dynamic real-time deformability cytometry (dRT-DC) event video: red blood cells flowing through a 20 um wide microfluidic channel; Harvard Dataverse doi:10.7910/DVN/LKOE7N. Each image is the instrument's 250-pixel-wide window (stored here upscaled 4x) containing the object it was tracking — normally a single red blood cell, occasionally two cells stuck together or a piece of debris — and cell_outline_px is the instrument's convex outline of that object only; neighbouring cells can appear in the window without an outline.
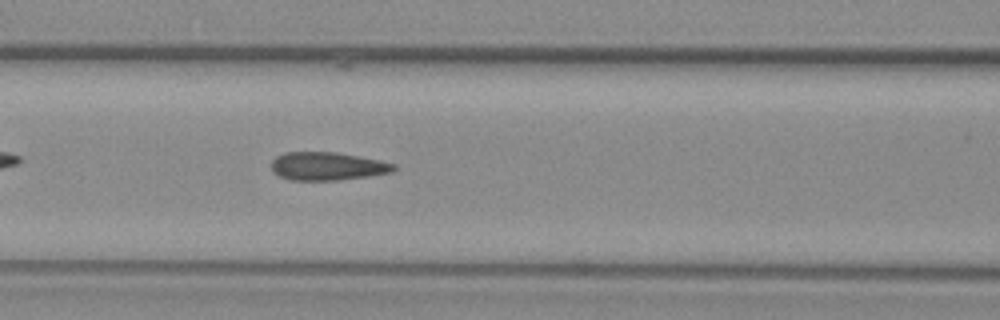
{"species": "common noctule bat (a hibernating species)", "species_latin": "Nyctalus noctula", "temperature_condition": "warm", "stored_images_in_passage": 32, "camera_frame_rate_fps": 3000, "um_per_image_px": 0.085, "animal": {"sex": "female", "body_mass_g": 29.2, "forearm_length_mm": 56.3}, "frame": {"image": 1, "passage_image": 6, "time_ms": 1.667, "image_size_px": [1000, 320], "cell_outline_px": [[396, 168], [392, 172], [368, 176], [336, 180], [288, 180], [272, 172], [272, 160], [276, 156], [284, 152], [336, 152], [380, 160], [396, 164]], "centroid_in_image_um": [27.81, 14.12], "position_along_channel_um": 138.8, "area_um2": 20.11}}
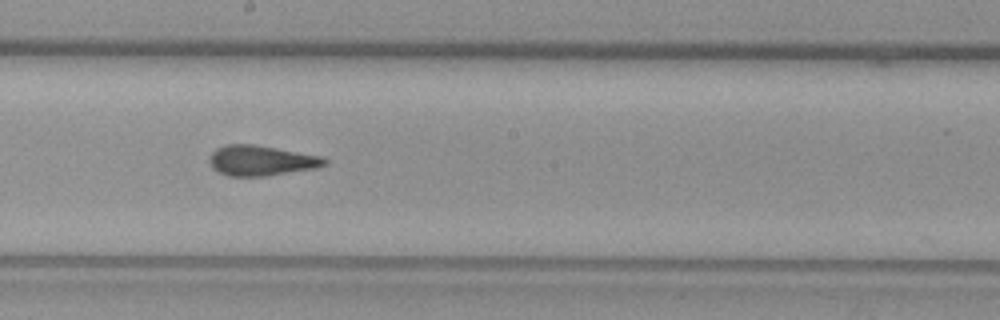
{"frame": {"image": 2, "passage_image": 13, "time_ms": 4.0, "image_size_px": [1000, 320], "cell_outline_px": [[328, 164], [316, 168], [268, 176], [228, 176], [216, 172], [212, 168], [208, 160], [212, 152], [216, 148], [224, 144], [252, 144], [324, 156], [328, 160]], "centroid_in_image_um": [22.2, 13.65], "position_along_channel_um": 226.0, "area_um2": 20.63}}
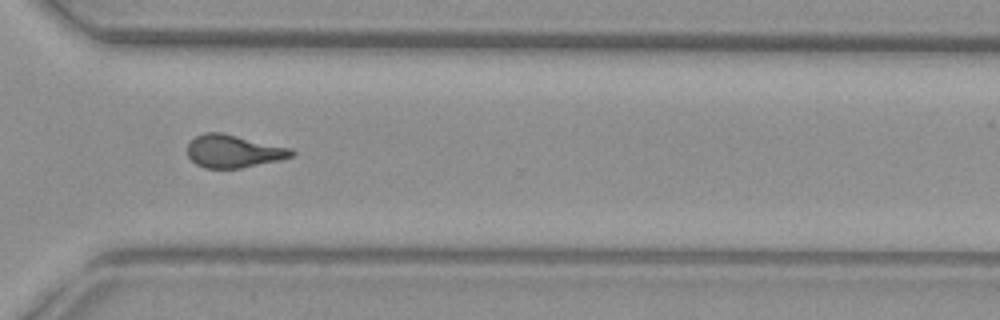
{"frame": {"image": 3, "passage_image": 23, "time_ms": 7.333, "image_size_px": [1000, 320], "cell_outline_px": [[296, 152], [292, 156], [280, 160], [240, 168], [204, 168], [196, 164], [188, 156], [188, 144], [196, 136], [204, 132], [224, 132], [292, 148]], "centroid_in_image_um": [19.87, 12.84], "position_along_channel_um": 350.7, "area_um2": 20.06}}